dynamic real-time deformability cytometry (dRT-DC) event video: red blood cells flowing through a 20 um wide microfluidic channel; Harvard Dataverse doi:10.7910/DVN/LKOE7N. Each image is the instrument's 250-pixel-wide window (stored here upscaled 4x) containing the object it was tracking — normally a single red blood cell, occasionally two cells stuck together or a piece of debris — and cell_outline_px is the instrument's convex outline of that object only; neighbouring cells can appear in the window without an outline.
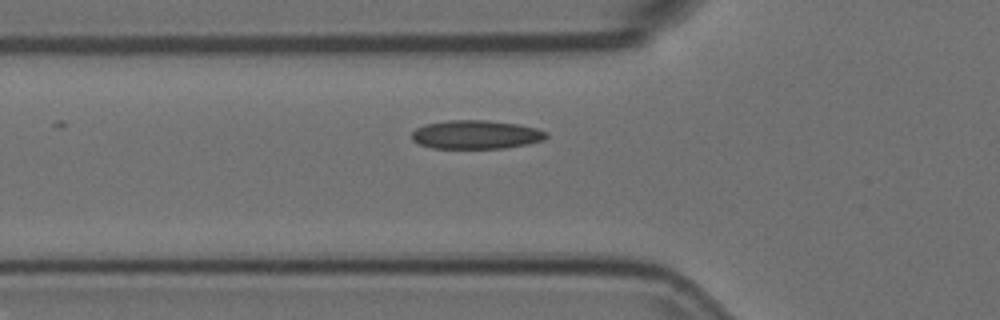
{"species": "Egyptian fruit bat (a non-hibernating species)", "species_latin": "Rousettus aegyptiacus", "temperature_condition": "room temperature", "stored_images_in_passage": 21, "camera_frame_rate_fps": 3000, "um_per_image_px": 0.085, "animal": {"sex": "female"}, "frame": {"image": 1, "passage_image": 2, "time_ms": 0.333, "image_size_px": [1000, 320], "cell_outline_px": [[548, 136], [544, 140], [528, 144], [504, 148], [432, 148], [420, 144], [412, 140], [412, 132], [416, 128], [424, 124], [448, 120], [488, 120], [516, 124], [536, 128], [548, 132]], "centroid_in_image_um": [40.46, 11.44], "position_along_channel_um": 85.3, "area_um2": 22.54}}
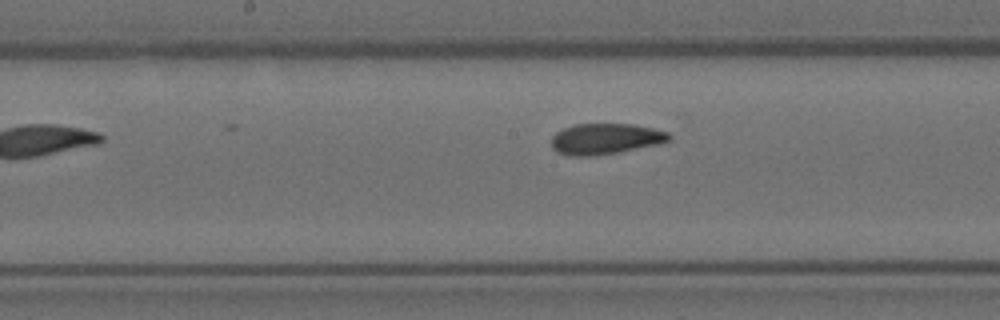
{"frame": {"image": 2, "passage_image": 11, "time_ms": 3.333, "image_size_px": [1000, 320], "cell_outline_px": [[672, 140], [660, 144], [620, 152], [592, 156], [568, 156], [556, 152], [552, 148], [552, 136], [556, 132], [564, 128], [576, 124], [632, 124], [652, 128], [668, 132], [672, 136]], "centroid_in_image_um": [51.48, 11.81], "position_along_channel_um": 196.7, "area_um2": 21.39}}
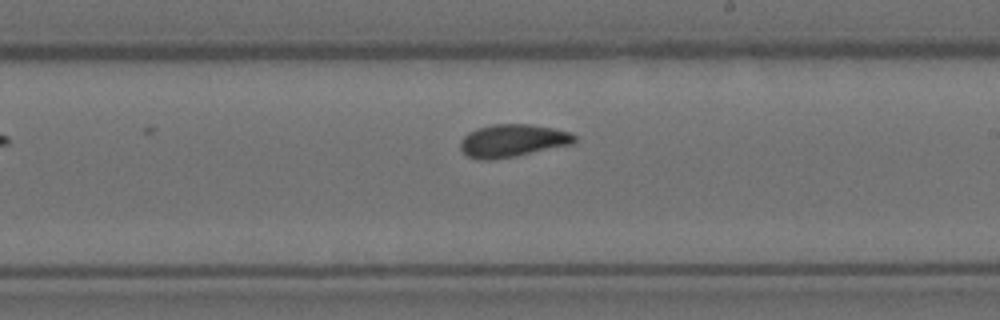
{"frame": {"image": 3, "passage_image": 15, "time_ms": 4.667, "image_size_px": [1000, 320], "cell_outline_px": [[576, 140], [572, 144], [516, 156], [492, 160], [476, 160], [468, 156], [460, 148], [460, 140], [468, 132], [476, 128], [492, 124], [532, 124], [556, 128], [572, 132], [576, 136]], "centroid_in_image_um": [43.57, 11.95], "position_along_channel_um": 245.4, "area_um2": 22.08}}